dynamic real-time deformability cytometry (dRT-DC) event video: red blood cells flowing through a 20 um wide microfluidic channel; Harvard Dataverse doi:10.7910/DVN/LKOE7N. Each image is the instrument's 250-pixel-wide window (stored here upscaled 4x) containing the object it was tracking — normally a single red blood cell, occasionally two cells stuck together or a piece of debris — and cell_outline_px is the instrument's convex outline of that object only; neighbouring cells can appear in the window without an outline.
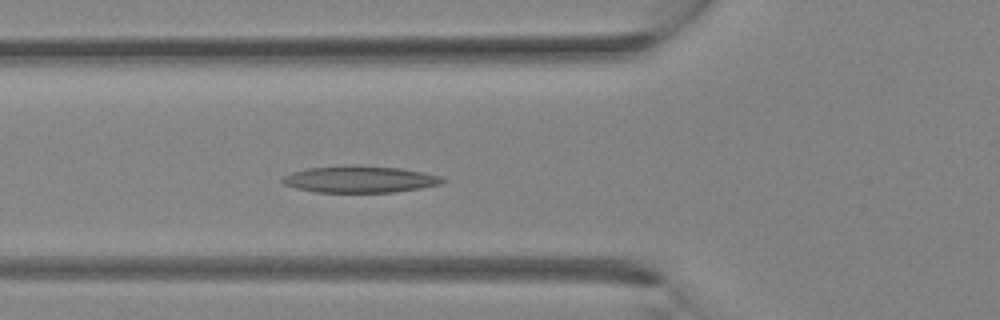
{"species": "Egyptian fruit bat (a non-hibernating species)", "species_latin": "Rousettus aegyptiacus", "temperature_condition": "room temperature", "stored_images_in_passage": 14, "camera_frame_rate_fps": 3000, "um_per_image_px": 0.085, "animal": {"sex": "female"}, "frame": {"image": 1, "passage_image": 2, "time_ms": 0.333, "image_size_px": [1000, 320], "cell_outline_px": [[448, 180], [440, 184], [420, 188], [392, 192], [316, 192], [296, 188], [284, 184], [280, 180], [284, 176], [292, 172], [308, 168], [344, 164], [400, 168], [424, 172], [440, 176]], "centroid_in_image_um": [30.58, 15.23], "position_along_channel_um": 95.2, "area_um2": 25.03}}
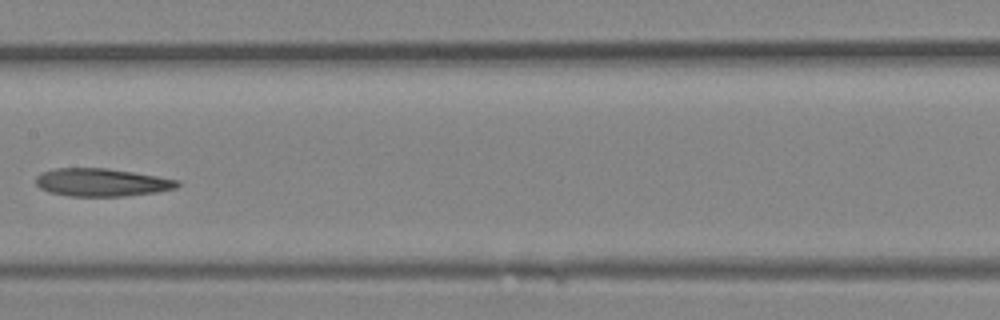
{"frame": {"image": 2, "passage_image": 7, "time_ms": 2.0, "image_size_px": [1000, 320], "cell_outline_px": [[180, 184], [176, 188], [156, 192], [124, 196], [68, 196], [48, 192], [40, 188], [36, 184], [36, 176], [40, 172], [56, 168], [108, 168], [180, 180]], "centroid_in_image_um": [8.61, 15.5], "position_along_channel_um": 198.8, "area_um2": 23.06}}
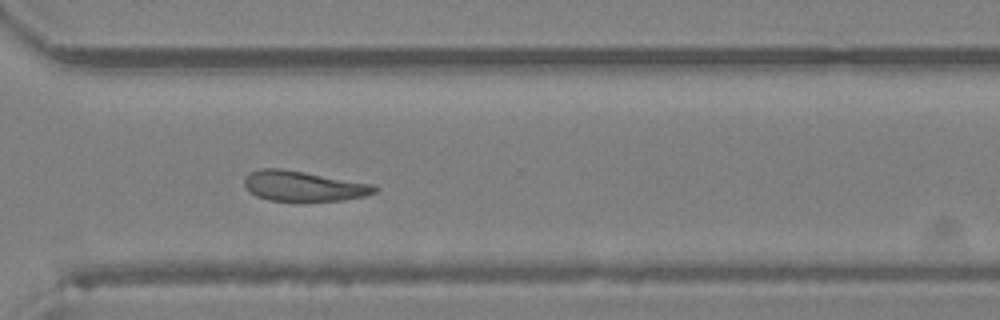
{"frame": {"image": 3, "passage_image": 14, "time_ms": 4.333, "image_size_px": [1000, 320], "cell_outline_px": [[380, 188], [376, 192], [368, 196], [344, 200], [268, 200], [256, 196], [244, 188], [244, 176], [248, 172], [260, 168], [280, 168], [376, 184]], "centroid_in_image_um": [25.81, 15.8], "position_along_channel_um": 344.8, "area_um2": 23.18}}